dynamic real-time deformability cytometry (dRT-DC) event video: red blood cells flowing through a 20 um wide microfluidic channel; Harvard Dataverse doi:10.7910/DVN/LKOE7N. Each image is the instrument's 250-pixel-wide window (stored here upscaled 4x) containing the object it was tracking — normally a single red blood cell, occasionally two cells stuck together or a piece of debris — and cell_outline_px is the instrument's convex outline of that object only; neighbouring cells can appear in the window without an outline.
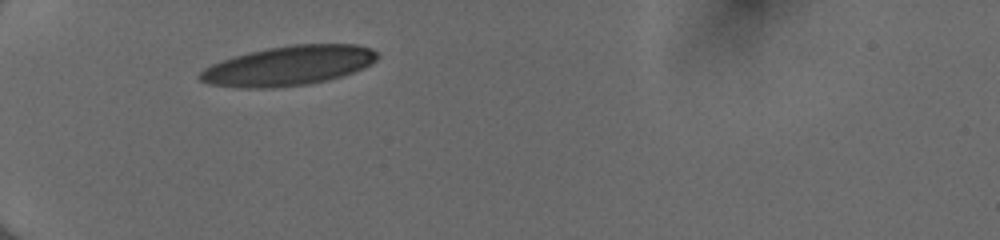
{"species": "human", "species_latin": "Homo sapiens", "temperature_condition": "cold", "stored_images_in_passage": 30, "camera_frame_rate_fps": 3000, "um_per_image_px": 0.085, "donor": {"sex": "female"}, "frame": {"image": 1, "passage_image": 1, "time_ms": 0.0, "image_size_px": [1000, 240], "cell_outline_px": [[380, 56], [372, 64], [364, 68], [328, 80], [308, 84], [272, 88], [244, 88], [208, 84], [200, 80], [196, 76], [204, 68], [212, 64], [232, 56], [248, 52], [268, 48], [292, 44], [356, 44], [372, 48], [380, 52]], "centroid_in_image_um": [24.55, 5.58], "position_along_channel_um": 60.5, "area_um2": 41.27}}
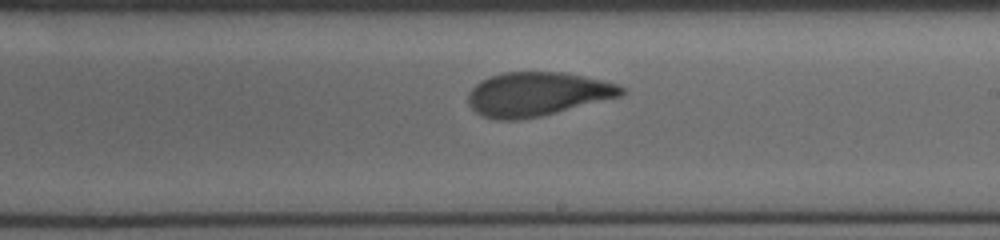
{"frame": {"image": 2, "passage_image": 16, "time_ms": 5.0, "image_size_px": [1000, 240], "cell_outline_px": [[628, 88], [620, 96], [540, 116], [516, 120], [496, 120], [480, 116], [468, 104], [468, 92], [480, 80], [488, 76], [504, 72], [564, 72], [604, 80]], "centroid_in_image_um": [45.62, 7.99], "position_along_channel_um": 243.4, "area_um2": 39.3}}
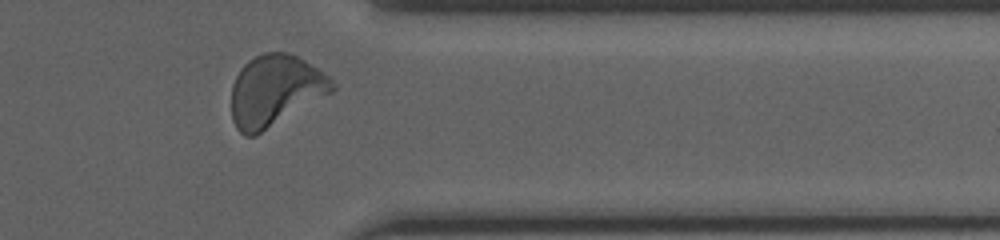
{"frame": {"image": 3, "passage_image": 27, "time_ms": 8.667, "image_size_px": [1000, 240], "cell_outline_px": [[336, 88], [332, 92], [256, 136], [248, 136], [240, 132], [236, 128], [232, 120], [232, 84], [240, 68], [248, 60], [264, 52], [288, 52], [304, 60], [328, 76], [336, 84]], "centroid_in_image_um": [23.37, 7.71], "position_along_channel_um": 388.0, "area_um2": 41.67}, "authors_computed_cell_mechanics": {"area_um2": 39.7953, "velocity_mm_per_s": 4.0261, "shape_relaxation_time_tau1_ms": 6.4043, "shape_relaxation_time_tau2_ms": 1.2163, "deformation_change_tau1": 0.2014, "deformation_change_tau2": 0.0806}}